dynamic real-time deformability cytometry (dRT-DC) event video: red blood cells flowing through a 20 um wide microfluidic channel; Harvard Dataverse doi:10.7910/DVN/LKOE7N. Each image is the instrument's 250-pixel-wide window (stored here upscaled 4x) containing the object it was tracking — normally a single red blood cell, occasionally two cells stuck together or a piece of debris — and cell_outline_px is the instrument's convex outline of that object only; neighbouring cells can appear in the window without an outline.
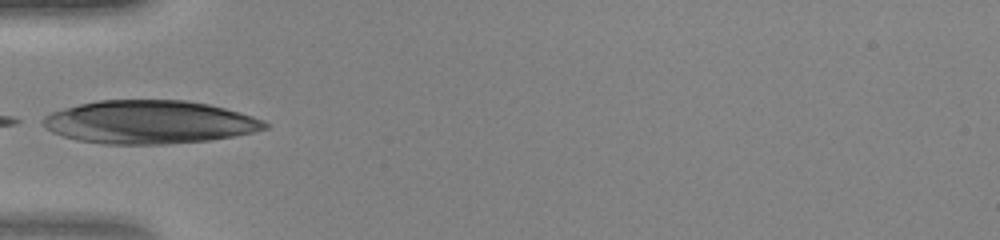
{"species": "human", "species_latin": "Homo sapiens", "temperature_condition": "warm", "stored_images_in_passage": 21, "camera_frame_rate_fps": 3000, "um_per_image_px": 0.085, "donor": {"sex": "female"}, "frame": {"image": 1, "passage_image": 1, "time_ms": 0.0, "image_size_px": [1000, 240], "cell_outline_px": [[272, 124], [268, 128], [252, 132], [232, 136], [208, 140], [164, 144], [104, 144], [76, 140], [52, 132], [44, 128], [36, 120], [52, 112], [64, 108], [80, 104], [100, 100], [188, 100], [208, 104], [240, 112], [264, 120]], "centroid_in_image_um": [12.66, 10.38], "position_along_channel_um": 72.3, "area_um2": 56.12}}